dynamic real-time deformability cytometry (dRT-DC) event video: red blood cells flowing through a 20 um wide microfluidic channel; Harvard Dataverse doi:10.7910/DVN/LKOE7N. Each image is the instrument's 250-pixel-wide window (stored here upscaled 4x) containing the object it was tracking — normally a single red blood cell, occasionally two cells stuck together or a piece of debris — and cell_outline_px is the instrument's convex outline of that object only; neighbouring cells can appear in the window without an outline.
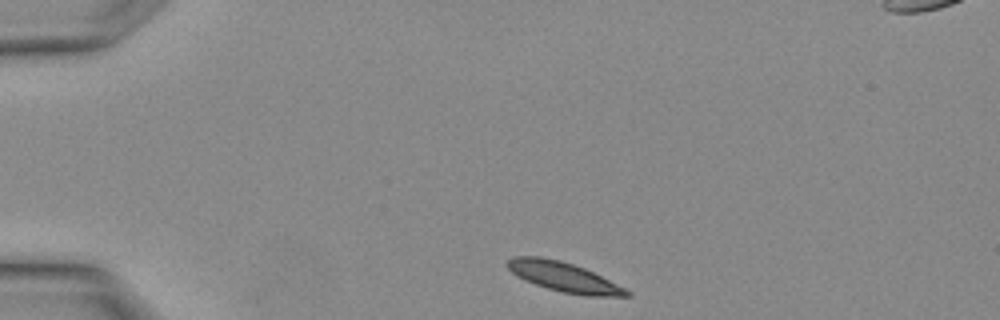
{"species": "Egyptian fruit bat (a non-hibernating species)", "species_latin": "Rousettus aegyptiacus", "temperature_condition": "warm", "stored_images_in_passage": 2, "camera_frame_rate_fps": 3000, "um_per_image_px": 0.085, "animal": {"sex": "female"}, "frame": {"image": 1, "passage_image": 1, "time_ms": 0.0, "image_size_px": [1000, 320], "cell_outline_px": [[632, 296], [588, 296], [564, 292], [548, 288], [524, 280], [516, 276], [504, 264], [508, 260], [516, 256], [540, 256], [560, 260], [584, 268], [632, 292]], "centroid_in_image_um": [47.89, 23.53], "position_along_channel_um": 37.1, "area_um2": 20.29}}
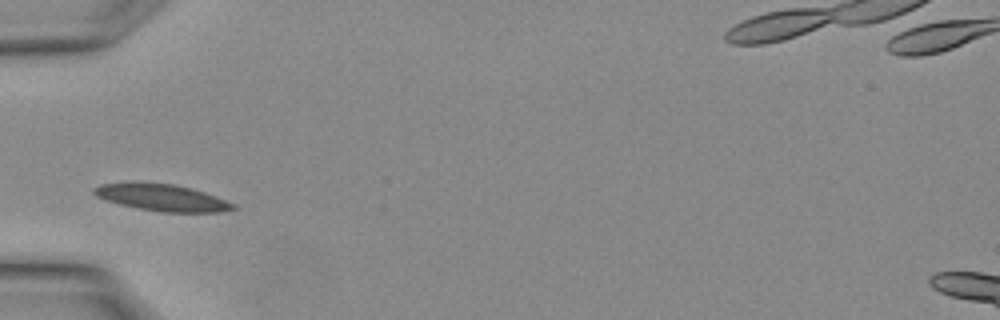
{"frame": {"image": 2, "passage_image": 2, "time_ms": 0.333, "image_size_px": [1000, 320], "cell_outline_px": [[236, 208], [220, 212], [164, 212], [136, 208], [120, 204], [96, 196], [92, 192], [92, 188], [100, 184], [132, 180], [140, 180], [172, 184], [192, 188], [204, 192], [236, 204]], "centroid_in_image_um": [13.7, 16.75], "position_along_channel_um": 71.3, "area_um2": 22.2}}